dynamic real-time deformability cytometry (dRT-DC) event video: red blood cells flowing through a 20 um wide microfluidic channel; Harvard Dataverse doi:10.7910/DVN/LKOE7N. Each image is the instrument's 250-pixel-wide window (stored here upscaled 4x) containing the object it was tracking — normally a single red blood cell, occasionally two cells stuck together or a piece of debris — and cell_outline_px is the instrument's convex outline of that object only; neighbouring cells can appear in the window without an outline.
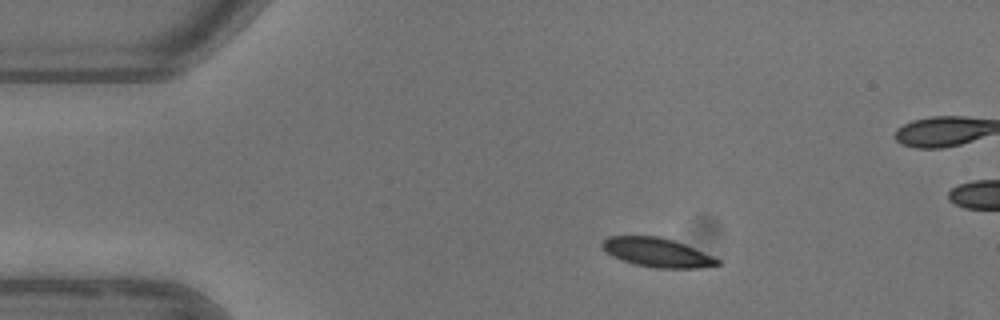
{"species": "common noctule bat (a hibernating species)", "species_latin": "Nyctalus noctula", "temperature_condition": "warm", "stored_images_in_passage": 2, "camera_frame_rate_fps": 3000, "um_per_image_px": 0.085, "animal": {"sex": "female"}, "frame": {"image": 1, "passage_image": 1, "time_ms": 0.0, "image_size_px": [1000, 320], "cell_outline_px": [[720, 264], [700, 268], [656, 268], [636, 264], [612, 256], [600, 244], [608, 236], [660, 236], [684, 244], [712, 256], [720, 260]], "centroid_in_image_um": [55.86, 21.45], "position_along_channel_um": 29.1, "area_um2": 19.19}}